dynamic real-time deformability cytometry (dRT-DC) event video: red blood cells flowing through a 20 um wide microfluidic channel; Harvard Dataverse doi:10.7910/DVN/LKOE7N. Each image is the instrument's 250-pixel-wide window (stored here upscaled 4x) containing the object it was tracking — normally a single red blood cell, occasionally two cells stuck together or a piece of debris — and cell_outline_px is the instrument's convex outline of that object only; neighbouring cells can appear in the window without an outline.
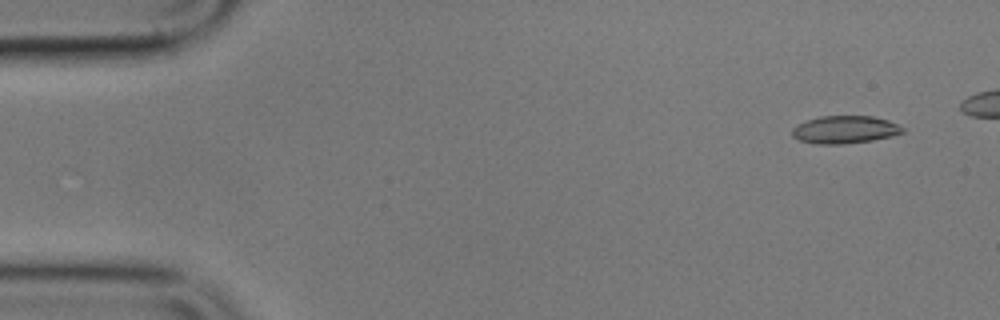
{"species": "common noctule bat (a hibernating species)", "species_latin": "Nyctalus noctula", "temperature_condition": "cold", "stored_images_in_passage": 8, "camera_frame_rate_fps": 3000, "um_per_image_px": 0.085, "animal": {"sex": "male", "body_mass_g": 17.9}, "frame": {"image": 1, "passage_image": 1, "time_ms": 0.0, "image_size_px": [1000, 320], "cell_outline_px": [[904, 132], [892, 136], [872, 140], [844, 144], [816, 144], [800, 140], [792, 136], [792, 128], [796, 124], [820, 116], [872, 116], [888, 120], [904, 128]], "centroid_in_image_um": [71.8, 11.02], "position_along_channel_um": 13.2, "area_um2": 17.8}}
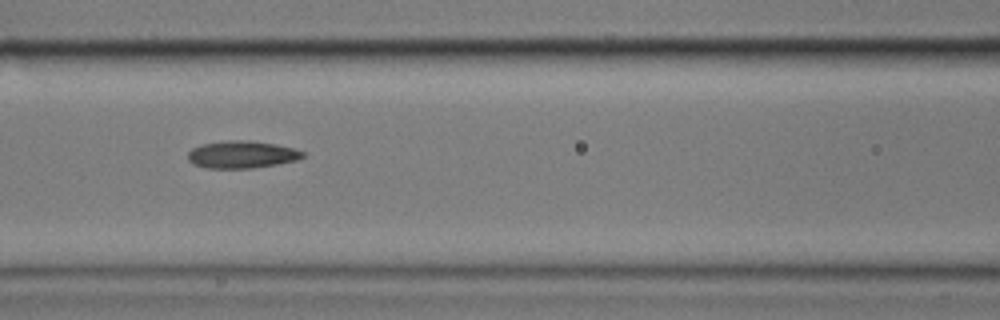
{"frame": {"image": 2, "passage_image": 7, "time_ms": 7.0, "image_size_px": [1000, 320], "cell_outline_px": [[304, 156], [296, 160], [276, 164], [252, 168], [204, 168], [192, 164], [188, 160], [188, 152], [192, 148], [200, 144], [228, 140], [248, 140], [276, 144], [292, 148], [304, 152]], "centroid_in_image_um": [20.5, 13.13], "position_along_channel_um": 146.1, "area_um2": 18.32}}
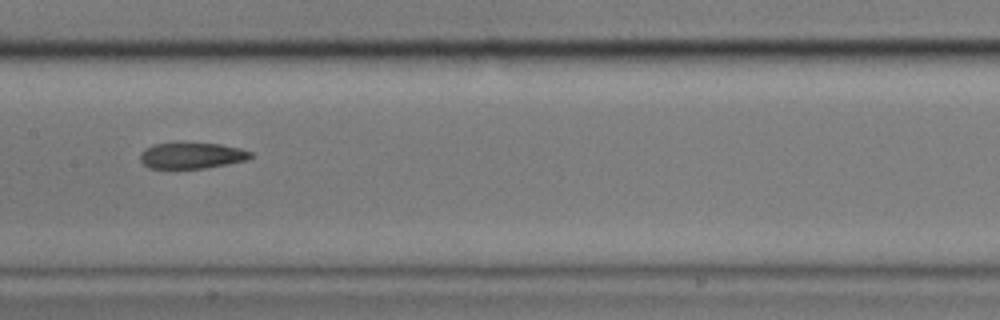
{"frame": {"image": 3, "passage_image": 8, "time_ms": 8.333, "image_size_px": [1000, 320], "cell_outline_px": [[256, 156], [248, 160], [204, 168], [148, 168], [140, 160], [140, 152], [152, 144], [180, 140], [220, 144], [240, 148], [252, 152]], "centroid_in_image_um": [16.3, 13.17], "position_along_channel_um": 191.1, "area_um2": 17.57}}